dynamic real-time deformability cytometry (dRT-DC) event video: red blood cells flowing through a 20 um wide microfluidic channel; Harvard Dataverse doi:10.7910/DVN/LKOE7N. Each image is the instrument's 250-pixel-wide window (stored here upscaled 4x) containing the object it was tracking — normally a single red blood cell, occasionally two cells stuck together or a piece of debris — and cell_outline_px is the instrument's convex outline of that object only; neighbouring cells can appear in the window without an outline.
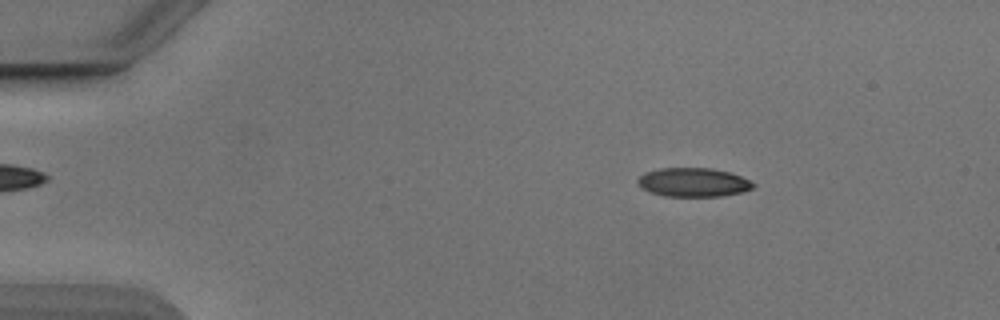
{"species": "Egyptian fruit bat (a non-hibernating species)", "species_latin": "Rousettus aegyptiacus", "temperature_condition": "cold", "stored_images_in_passage": 52, "camera_frame_rate_fps": 3000, "um_per_image_px": 0.085, "animal": {"sex": "male"}, "frame": {"image": 1, "passage_image": 8, "time_ms": 2.333, "image_size_px": [1000, 320], "cell_outline_px": [[756, 184], [752, 188], [740, 192], [720, 196], [664, 196], [648, 192], [636, 184], [636, 180], [644, 172], [660, 168], [712, 168], [728, 172], [740, 176]], "centroid_in_image_um": [58.86, 15.49], "position_along_channel_um": 26.1, "area_um2": 19.42}}
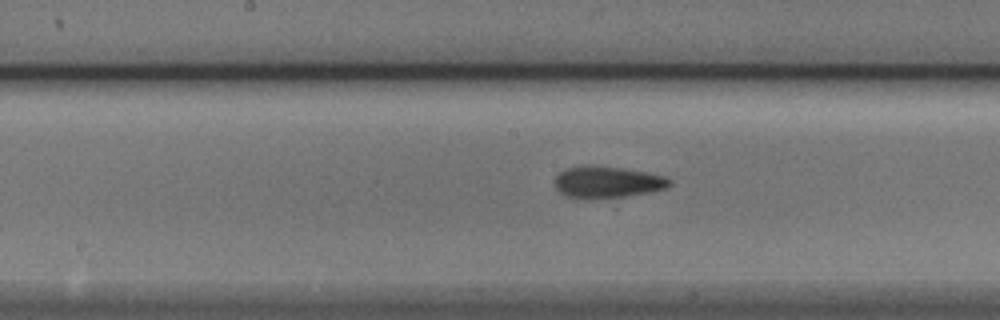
{"frame": {"image": 2, "passage_image": 27, "time_ms": 8.667, "image_size_px": [1000, 320], "cell_outline_px": [[672, 184], [664, 188], [648, 192], [624, 196], [564, 196], [556, 188], [556, 176], [560, 172], [568, 168], [584, 164], [588, 164], [624, 168], [664, 176], [672, 180]], "centroid_in_image_um": [51.63, 15.42], "position_along_channel_um": 196.6, "area_um2": 20.46}}
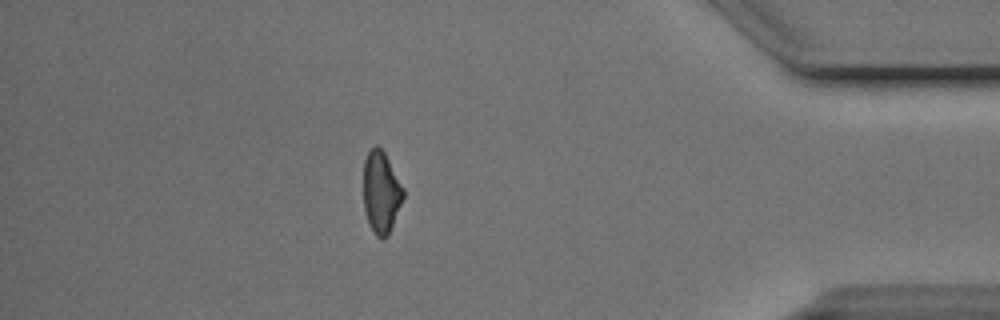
{"frame": {"image": 3, "passage_image": 46, "time_ms": 15.0, "image_size_px": [1000, 320], "cell_outline_px": [[404, 196], [388, 236], [384, 240], [380, 240], [376, 236], [368, 224], [364, 208], [364, 160], [368, 152], [376, 144], [384, 152], [404, 188]], "centroid_in_image_um": [32.39, 16.38], "position_along_channel_um": 402.8, "area_um2": 19.02}, "authors_computed_cell_mechanics": {"area_um2": 19.9988, "velocity_mm_per_s": 3.8781, "shape_relaxation_time_tau1_ms": 6.2642, "shape_relaxation_time_tau2_ms": 4.3579, "deformation_change_tau1": 0.1666, "deformation_change_tau2": 0.1184}}